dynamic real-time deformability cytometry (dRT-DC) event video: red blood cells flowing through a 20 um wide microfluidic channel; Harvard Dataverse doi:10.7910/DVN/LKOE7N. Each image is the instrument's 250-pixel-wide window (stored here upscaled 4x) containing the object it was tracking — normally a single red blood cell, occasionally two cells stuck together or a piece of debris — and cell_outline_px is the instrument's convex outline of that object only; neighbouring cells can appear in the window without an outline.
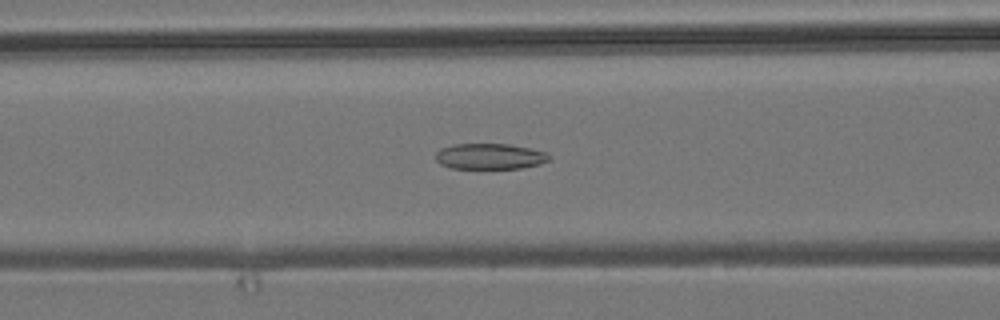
{"species": "common noctule bat (a hibernating species)", "species_latin": "Nyctalus noctula", "temperature_condition": "room temperature", "stored_images_in_passage": 47, "camera_frame_rate_fps": 3000, "um_per_image_px": 0.085, "animal": {"sex": "male", "body_mass_g": 19.2, "forearm_length_mm": 51.8}, "frame": {"image": 1, "passage_image": 14, "time_ms": 4.333, "image_size_px": [1000, 320], "cell_outline_px": [[552, 160], [540, 164], [520, 168], [448, 168], [440, 164], [436, 160], [436, 152], [440, 148], [452, 144], [508, 144], [532, 148], [548, 152], [552, 156]], "centroid_in_image_um": [41.68, 13.28], "position_along_channel_um": 124.9, "area_um2": 17.34}}
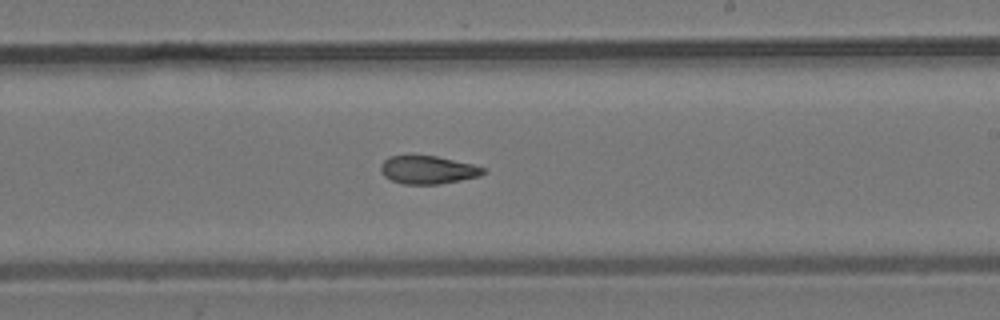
{"frame": {"image": 2, "passage_image": 24, "time_ms": 7.667, "image_size_px": [1000, 320], "cell_outline_px": [[484, 172], [480, 176], [440, 184], [404, 184], [392, 180], [384, 176], [380, 168], [380, 164], [388, 156], [408, 152], [412, 152], [436, 156], [472, 164], [484, 168]], "centroid_in_image_um": [36.28, 14.38], "position_along_channel_um": 252.7, "area_um2": 17.34}}
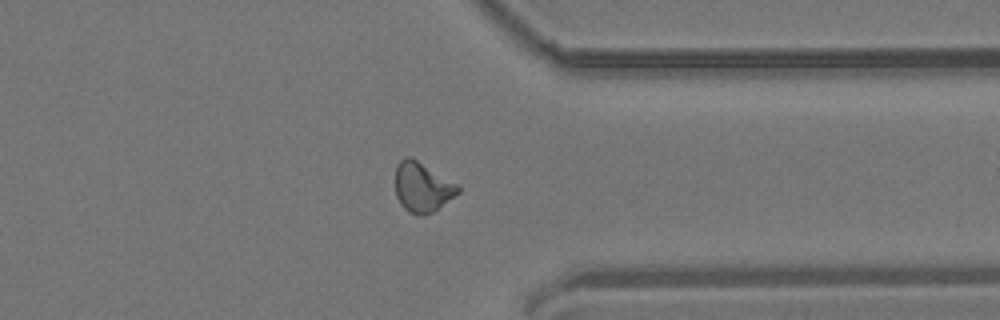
{"frame": {"image": 3, "passage_image": 34, "time_ms": 11.0, "image_size_px": [1000, 320], "cell_outline_px": [[460, 192], [432, 212], [424, 216], [420, 216], [408, 212], [400, 204], [396, 196], [396, 164], [400, 160], [408, 156], [412, 156], [456, 184], [460, 188]], "centroid_in_image_um": [35.86, 15.91], "position_along_channel_um": 375.5, "area_um2": 18.09}, "authors_computed_cell_mechanics": {"area_um2": 17.5712, "velocity_mm_per_s": 3.8307, "shape_relaxation_time_tau1_ms": null, "shape_relaxation_time_tau2_ms": 4.1546, "deformation_change_tau1": null, "deformation_change_tau2": 0.1129}}